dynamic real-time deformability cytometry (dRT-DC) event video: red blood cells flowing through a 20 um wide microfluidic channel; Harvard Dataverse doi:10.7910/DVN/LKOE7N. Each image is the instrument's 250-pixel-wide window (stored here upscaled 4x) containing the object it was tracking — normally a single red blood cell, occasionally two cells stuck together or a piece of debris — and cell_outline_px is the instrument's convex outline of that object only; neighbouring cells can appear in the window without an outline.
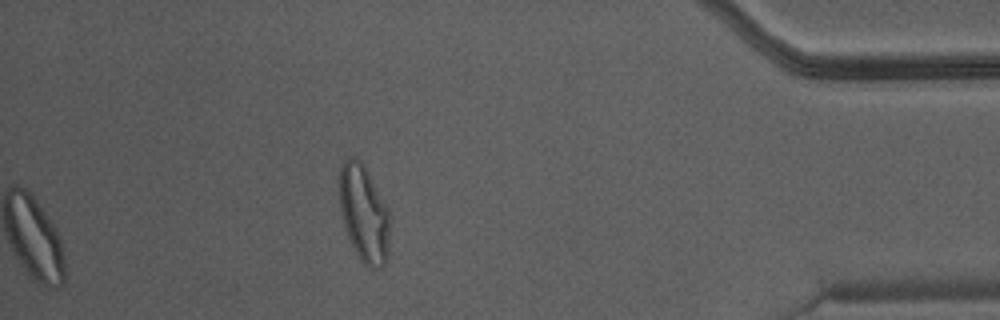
{"species": "Egyptian fruit bat (a non-hibernating species)", "species_latin": "Rousettus aegyptiacus", "temperature_condition": "warm", "stored_images_in_passage": 29, "camera_frame_rate_fps": 3000, "um_per_image_px": 0.085, "animal": {"sex": "male"}, "frame": {"image": 1, "passage_image": 29, "time_ms": 9.333, "image_size_px": [1000, 320], "cell_outline_px": [[388, 260], [380, 268], [368, 268], [360, 260], [344, 228], [340, 212], [336, 180], [340, 164], [348, 156], [356, 156], [360, 160], [368, 172], [388, 212]], "centroid_in_image_um": [30.85, 18.1], "position_along_channel_um": 404.4, "area_um2": 28.84}}